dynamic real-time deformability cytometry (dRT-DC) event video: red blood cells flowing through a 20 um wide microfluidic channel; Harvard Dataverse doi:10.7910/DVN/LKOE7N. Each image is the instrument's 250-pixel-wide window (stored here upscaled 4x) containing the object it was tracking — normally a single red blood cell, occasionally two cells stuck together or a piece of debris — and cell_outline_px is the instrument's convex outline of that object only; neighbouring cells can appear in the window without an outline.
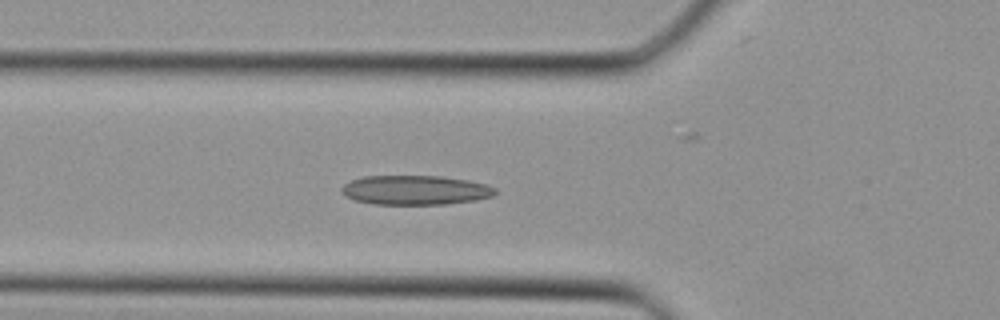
{"species": "Egyptian fruit bat (a non-hibernating species)", "species_latin": "Rousettus aegyptiacus", "temperature_condition": "cold", "stored_images_in_passage": 27, "camera_frame_rate_fps": 3000, "um_per_image_px": 0.085, "animal": {"sex": "female"}, "frame": {"image": 1, "passage_image": 2, "time_ms": 0.333, "image_size_px": [1000, 320], "cell_outline_px": [[496, 192], [492, 196], [476, 200], [448, 204], [372, 204], [356, 200], [348, 196], [340, 188], [344, 184], [352, 180], [364, 176], [440, 176], [468, 180], [488, 184], [496, 188]], "centroid_in_image_um": [35.35, 16.15], "position_along_channel_um": 90.4, "area_um2": 26.24}}
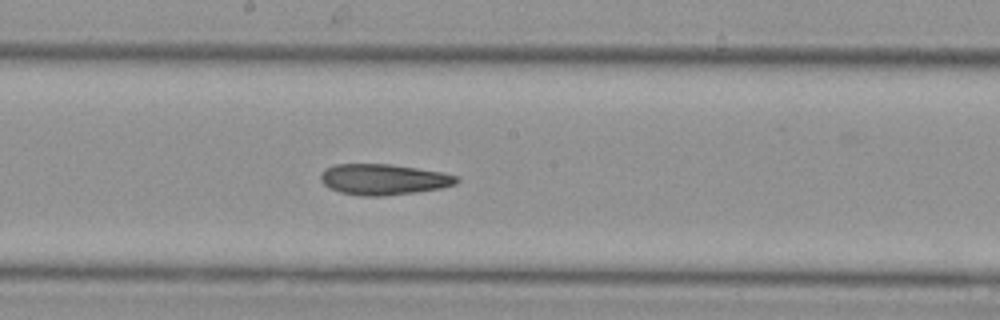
{"frame": {"image": 2, "passage_image": 9, "time_ms": 2.667, "image_size_px": [1000, 320], "cell_outline_px": [[460, 180], [456, 184], [440, 188], [416, 192], [384, 196], [360, 196], [340, 192], [328, 188], [320, 180], [320, 172], [324, 168], [336, 164], [392, 164], [444, 172], [460, 176]], "centroid_in_image_um": [32.6, 15.24], "position_along_channel_um": 215.6, "area_um2": 24.8}}
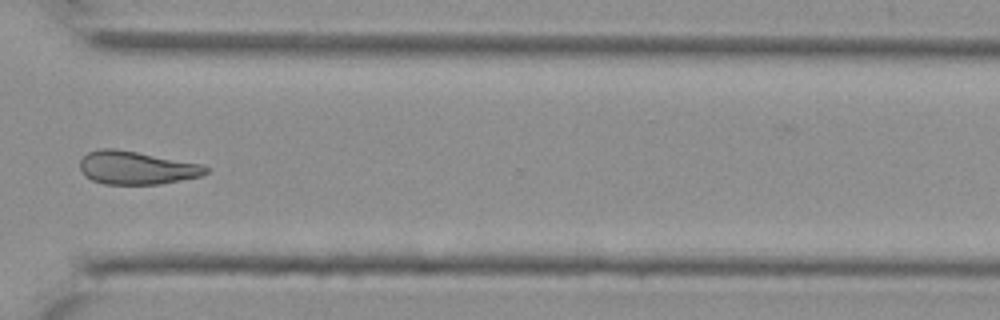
{"frame": {"image": 3, "passage_image": 17, "time_ms": 5.333, "image_size_px": [1000, 320], "cell_outline_px": [[208, 172], [200, 176], [160, 184], [104, 184], [92, 180], [84, 176], [80, 168], [80, 160], [88, 152], [100, 148], [112, 148], [136, 152], [204, 164], [208, 168]], "centroid_in_image_um": [11.59, 14.26], "position_along_channel_um": 359.0, "area_um2": 24.28}}